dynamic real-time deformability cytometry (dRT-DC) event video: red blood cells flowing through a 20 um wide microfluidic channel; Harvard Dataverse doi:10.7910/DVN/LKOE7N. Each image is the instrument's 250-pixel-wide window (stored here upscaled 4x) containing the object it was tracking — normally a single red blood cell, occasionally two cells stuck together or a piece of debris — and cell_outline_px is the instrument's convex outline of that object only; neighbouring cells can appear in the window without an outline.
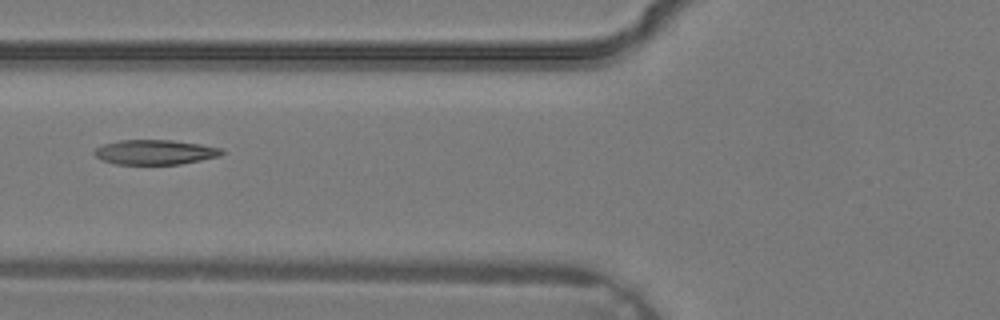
{"species": "common noctule bat (a hibernating species)", "species_latin": "Nyctalus noctula", "temperature_condition": "warm", "stored_images_in_passage": 5, "camera_frame_rate_fps": 3000, "um_per_image_px": 0.085, "animal": {"sex": "male", "body_mass_g": 19.2, "forearm_length_mm": 51.8}, "frame": {"image": 1, "passage_image": 5, "time_ms": 1.333, "image_size_px": [1000, 320], "cell_outline_px": [[224, 152], [220, 156], [180, 164], [116, 164], [104, 160], [96, 156], [92, 152], [96, 148], [104, 144], [120, 140], [172, 140], [200, 144], [224, 148]], "centroid_in_image_um": [13.21, 12.93], "position_along_channel_um": 112.6, "area_um2": 18.32}}